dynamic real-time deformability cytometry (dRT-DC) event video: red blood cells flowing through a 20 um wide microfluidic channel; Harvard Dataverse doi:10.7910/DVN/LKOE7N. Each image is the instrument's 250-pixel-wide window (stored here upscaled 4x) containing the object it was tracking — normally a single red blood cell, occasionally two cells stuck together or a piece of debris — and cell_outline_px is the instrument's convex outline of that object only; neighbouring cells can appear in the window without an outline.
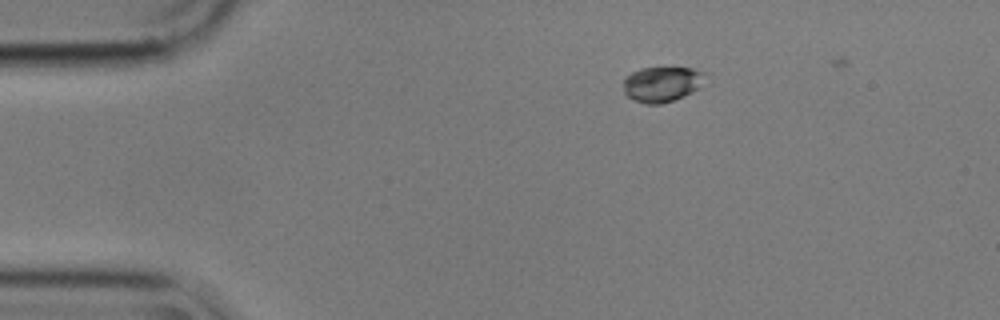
{"species": "common noctule bat (a hibernating species)", "species_latin": "Nyctalus noctula", "temperature_condition": "cold", "stored_images_in_passage": 3, "camera_frame_rate_fps": 3000, "um_per_image_px": 0.085, "animal": {"sex": "male", "body_mass_g": 17.9}, "frame": {"image": 1, "passage_image": 1, "time_ms": 0.0, "image_size_px": [1000, 320], "cell_outline_px": [[704, 72], [700, 88], [692, 92], [672, 100], [660, 104], [644, 104], [628, 96], [624, 92], [624, 76], [640, 68], [692, 68]], "centroid_in_image_um": [56.23, 7.14], "position_along_channel_um": 28.8, "area_um2": 16.59}}